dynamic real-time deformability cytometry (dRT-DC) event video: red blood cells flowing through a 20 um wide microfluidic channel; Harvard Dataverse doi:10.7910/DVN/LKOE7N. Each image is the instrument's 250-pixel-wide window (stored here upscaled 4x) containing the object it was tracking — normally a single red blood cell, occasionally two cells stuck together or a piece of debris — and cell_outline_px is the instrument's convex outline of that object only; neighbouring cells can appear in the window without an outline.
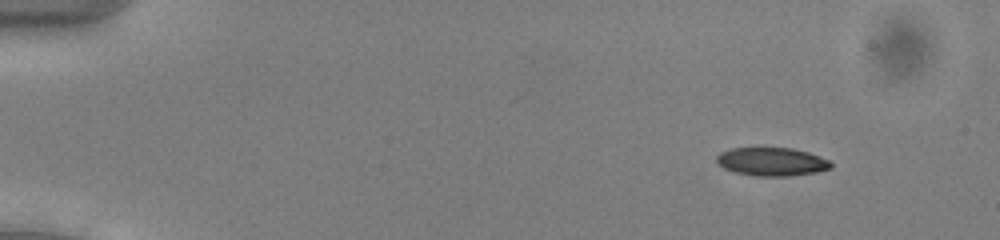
{"species": "common noctule bat (a hibernating species)", "species_latin": "Nyctalus noctula", "temperature_condition": "cold", "stored_images_in_passage": 54, "camera_frame_rate_fps": 3000, "um_per_image_px": 0.085, "animal": {"sex": "male", "body_mass_g": 13.0, "forearm_length_mm": 53.1}, "frame": {"image": 1, "passage_image": 7, "time_ms": 2.0, "image_size_px": [1000, 240], "cell_outline_px": [[832, 168], [816, 172], [788, 176], [752, 176], [736, 172], [724, 168], [716, 164], [716, 156], [720, 152], [732, 148], [792, 148], [808, 152], [828, 160], [832, 164]], "centroid_in_image_um": [65.56, 13.75], "position_along_channel_um": 19.4, "area_um2": 18.9}}
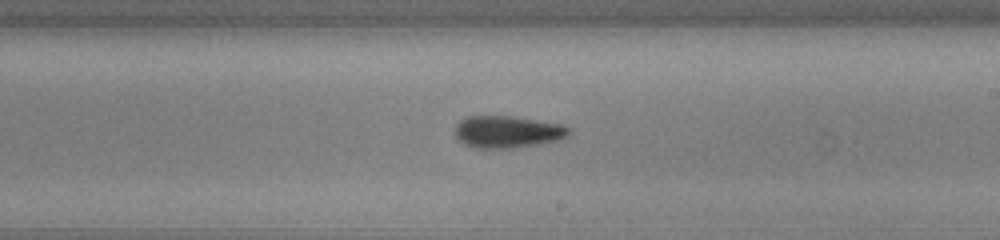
{"frame": {"image": 2, "passage_image": 33, "time_ms": 10.667, "image_size_px": [1000, 240], "cell_outline_px": [[572, 132], [568, 136], [560, 140], [540, 144], [512, 148], [472, 148], [464, 144], [456, 136], [456, 124], [464, 116], [512, 116], [560, 124], [572, 128]], "centroid_in_image_um": [43.16, 11.21], "position_along_channel_um": 245.8, "area_um2": 21.5}}
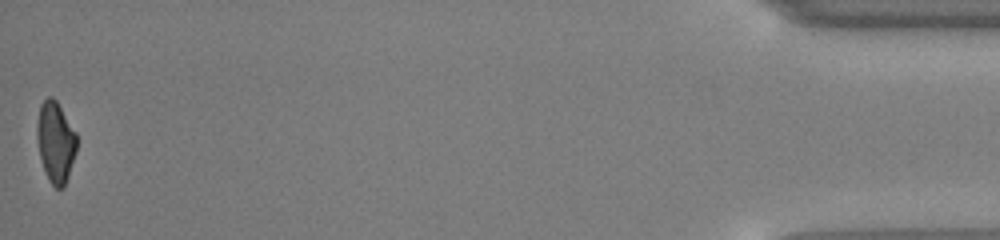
{"frame": {"image": 3, "passage_image": 54, "time_ms": 17.667, "image_size_px": [1000, 240], "cell_outline_px": [[76, 152], [64, 188], [56, 188], [48, 180], [40, 156], [36, 136], [36, 124], [40, 104], [48, 96], [52, 96], [56, 100], [76, 132]], "centroid_in_image_um": [4.71, 12.05], "position_along_channel_um": 430.5, "area_um2": 18.73}, "authors_computed_cell_mechanics": {"area_um2": 19.9121, "velocity_mm_per_s": 3.919, "shape_relaxation_time_tau1_ms": 2.4221, "shape_relaxation_time_tau2_ms": 3.1414, "deformation_change_tau1": 0.1204, "deformation_change_tau2": 0.1189}}